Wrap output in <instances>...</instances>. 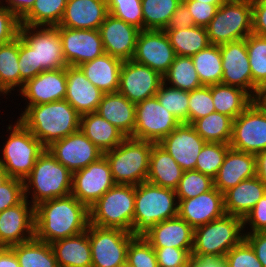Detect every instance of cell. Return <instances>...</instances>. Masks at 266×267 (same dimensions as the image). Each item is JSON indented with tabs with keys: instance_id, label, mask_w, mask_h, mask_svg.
<instances>
[{
	"instance_id": "obj_1",
	"label": "cell",
	"mask_w": 266,
	"mask_h": 267,
	"mask_svg": "<svg viewBox=\"0 0 266 267\" xmlns=\"http://www.w3.org/2000/svg\"><path fill=\"white\" fill-rule=\"evenodd\" d=\"M35 237L51 244L87 230L89 209L73 195L45 200L34 206Z\"/></svg>"
},
{
	"instance_id": "obj_2",
	"label": "cell",
	"mask_w": 266,
	"mask_h": 267,
	"mask_svg": "<svg viewBox=\"0 0 266 267\" xmlns=\"http://www.w3.org/2000/svg\"><path fill=\"white\" fill-rule=\"evenodd\" d=\"M18 120L45 146L80 129V114L64 99L24 106Z\"/></svg>"
},
{
	"instance_id": "obj_3",
	"label": "cell",
	"mask_w": 266,
	"mask_h": 267,
	"mask_svg": "<svg viewBox=\"0 0 266 267\" xmlns=\"http://www.w3.org/2000/svg\"><path fill=\"white\" fill-rule=\"evenodd\" d=\"M178 216V200L174 189L142 182L135 186L132 234L143 237L157 223Z\"/></svg>"
},
{
	"instance_id": "obj_4",
	"label": "cell",
	"mask_w": 266,
	"mask_h": 267,
	"mask_svg": "<svg viewBox=\"0 0 266 267\" xmlns=\"http://www.w3.org/2000/svg\"><path fill=\"white\" fill-rule=\"evenodd\" d=\"M25 198L33 205L66 197L72 190V172L45 151L38 157L31 173L23 180ZM31 195V200L29 196Z\"/></svg>"
},
{
	"instance_id": "obj_5",
	"label": "cell",
	"mask_w": 266,
	"mask_h": 267,
	"mask_svg": "<svg viewBox=\"0 0 266 267\" xmlns=\"http://www.w3.org/2000/svg\"><path fill=\"white\" fill-rule=\"evenodd\" d=\"M9 135L1 151L0 165L11 178L24 180L46 147L18 120L6 127Z\"/></svg>"
},
{
	"instance_id": "obj_6",
	"label": "cell",
	"mask_w": 266,
	"mask_h": 267,
	"mask_svg": "<svg viewBox=\"0 0 266 267\" xmlns=\"http://www.w3.org/2000/svg\"><path fill=\"white\" fill-rule=\"evenodd\" d=\"M153 142L126 137L117 147L106 151L115 184L138 185L147 181Z\"/></svg>"
},
{
	"instance_id": "obj_7",
	"label": "cell",
	"mask_w": 266,
	"mask_h": 267,
	"mask_svg": "<svg viewBox=\"0 0 266 267\" xmlns=\"http://www.w3.org/2000/svg\"><path fill=\"white\" fill-rule=\"evenodd\" d=\"M135 186L115 184L89 208V224L132 233Z\"/></svg>"
},
{
	"instance_id": "obj_8",
	"label": "cell",
	"mask_w": 266,
	"mask_h": 267,
	"mask_svg": "<svg viewBox=\"0 0 266 267\" xmlns=\"http://www.w3.org/2000/svg\"><path fill=\"white\" fill-rule=\"evenodd\" d=\"M205 28L210 44L245 39L252 33V1L226 0Z\"/></svg>"
},
{
	"instance_id": "obj_9",
	"label": "cell",
	"mask_w": 266,
	"mask_h": 267,
	"mask_svg": "<svg viewBox=\"0 0 266 267\" xmlns=\"http://www.w3.org/2000/svg\"><path fill=\"white\" fill-rule=\"evenodd\" d=\"M244 239L243 219L225 214L194 229L191 254L225 256Z\"/></svg>"
},
{
	"instance_id": "obj_10",
	"label": "cell",
	"mask_w": 266,
	"mask_h": 267,
	"mask_svg": "<svg viewBox=\"0 0 266 267\" xmlns=\"http://www.w3.org/2000/svg\"><path fill=\"white\" fill-rule=\"evenodd\" d=\"M92 267H119L127 262V249L135 236L117 228L88 225Z\"/></svg>"
},
{
	"instance_id": "obj_11",
	"label": "cell",
	"mask_w": 266,
	"mask_h": 267,
	"mask_svg": "<svg viewBox=\"0 0 266 267\" xmlns=\"http://www.w3.org/2000/svg\"><path fill=\"white\" fill-rule=\"evenodd\" d=\"M19 36L34 50L36 76L46 70L66 68L62 40L56 27L21 25Z\"/></svg>"
},
{
	"instance_id": "obj_12",
	"label": "cell",
	"mask_w": 266,
	"mask_h": 267,
	"mask_svg": "<svg viewBox=\"0 0 266 267\" xmlns=\"http://www.w3.org/2000/svg\"><path fill=\"white\" fill-rule=\"evenodd\" d=\"M179 124L178 119L154 96L136 104L135 128L131 137L159 143Z\"/></svg>"
},
{
	"instance_id": "obj_13",
	"label": "cell",
	"mask_w": 266,
	"mask_h": 267,
	"mask_svg": "<svg viewBox=\"0 0 266 267\" xmlns=\"http://www.w3.org/2000/svg\"><path fill=\"white\" fill-rule=\"evenodd\" d=\"M230 147L257 155L266 150V112L251 103L233 120Z\"/></svg>"
},
{
	"instance_id": "obj_14",
	"label": "cell",
	"mask_w": 266,
	"mask_h": 267,
	"mask_svg": "<svg viewBox=\"0 0 266 267\" xmlns=\"http://www.w3.org/2000/svg\"><path fill=\"white\" fill-rule=\"evenodd\" d=\"M114 185L110 165L103 155L87 167L72 173L71 195L89 209Z\"/></svg>"
},
{
	"instance_id": "obj_15",
	"label": "cell",
	"mask_w": 266,
	"mask_h": 267,
	"mask_svg": "<svg viewBox=\"0 0 266 267\" xmlns=\"http://www.w3.org/2000/svg\"><path fill=\"white\" fill-rule=\"evenodd\" d=\"M162 83L163 76L160 73L131 59L122 63L117 92L138 104L154 97Z\"/></svg>"
},
{
	"instance_id": "obj_16",
	"label": "cell",
	"mask_w": 266,
	"mask_h": 267,
	"mask_svg": "<svg viewBox=\"0 0 266 267\" xmlns=\"http://www.w3.org/2000/svg\"><path fill=\"white\" fill-rule=\"evenodd\" d=\"M46 149L72 173L87 167L103 156V152L85 136L81 129L52 142Z\"/></svg>"
},
{
	"instance_id": "obj_17",
	"label": "cell",
	"mask_w": 266,
	"mask_h": 267,
	"mask_svg": "<svg viewBox=\"0 0 266 267\" xmlns=\"http://www.w3.org/2000/svg\"><path fill=\"white\" fill-rule=\"evenodd\" d=\"M175 56L164 30H141L132 60L150 67L163 76L174 62Z\"/></svg>"
},
{
	"instance_id": "obj_18",
	"label": "cell",
	"mask_w": 266,
	"mask_h": 267,
	"mask_svg": "<svg viewBox=\"0 0 266 267\" xmlns=\"http://www.w3.org/2000/svg\"><path fill=\"white\" fill-rule=\"evenodd\" d=\"M68 66L78 67L105 53L99 30L57 27Z\"/></svg>"
},
{
	"instance_id": "obj_19",
	"label": "cell",
	"mask_w": 266,
	"mask_h": 267,
	"mask_svg": "<svg viewBox=\"0 0 266 267\" xmlns=\"http://www.w3.org/2000/svg\"><path fill=\"white\" fill-rule=\"evenodd\" d=\"M34 206L25 198L0 212V246L11 247L35 237Z\"/></svg>"
},
{
	"instance_id": "obj_20",
	"label": "cell",
	"mask_w": 266,
	"mask_h": 267,
	"mask_svg": "<svg viewBox=\"0 0 266 267\" xmlns=\"http://www.w3.org/2000/svg\"><path fill=\"white\" fill-rule=\"evenodd\" d=\"M205 143L192 124L180 123L158 144L186 171L195 170L197 157Z\"/></svg>"
},
{
	"instance_id": "obj_21",
	"label": "cell",
	"mask_w": 266,
	"mask_h": 267,
	"mask_svg": "<svg viewBox=\"0 0 266 267\" xmlns=\"http://www.w3.org/2000/svg\"><path fill=\"white\" fill-rule=\"evenodd\" d=\"M67 90L66 68L46 70L24 83L19 91L26 106H34L65 99Z\"/></svg>"
},
{
	"instance_id": "obj_22",
	"label": "cell",
	"mask_w": 266,
	"mask_h": 267,
	"mask_svg": "<svg viewBox=\"0 0 266 267\" xmlns=\"http://www.w3.org/2000/svg\"><path fill=\"white\" fill-rule=\"evenodd\" d=\"M223 76L221 83L239 87L252 96V73L246 38L220 45Z\"/></svg>"
},
{
	"instance_id": "obj_23",
	"label": "cell",
	"mask_w": 266,
	"mask_h": 267,
	"mask_svg": "<svg viewBox=\"0 0 266 267\" xmlns=\"http://www.w3.org/2000/svg\"><path fill=\"white\" fill-rule=\"evenodd\" d=\"M141 30L108 14L99 28L105 53L122 61L133 59Z\"/></svg>"
},
{
	"instance_id": "obj_24",
	"label": "cell",
	"mask_w": 266,
	"mask_h": 267,
	"mask_svg": "<svg viewBox=\"0 0 266 267\" xmlns=\"http://www.w3.org/2000/svg\"><path fill=\"white\" fill-rule=\"evenodd\" d=\"M177 200L178 216L194 229L226 214L223 193L215 187L194 198Z\"/></svg>"
},
{
	"instance_id": "obj_25",
	"label": "cell",
	"mask_w": 266,
	"mask_h": 267,
	"mask_svg": "<svg viewBox=\"0 0 266 267\" xmlns=\"http://www.w3.org/2000/svg\"><path fill=\"white\" fill-rule=\"evenodd\" d=\"M65 100L80 114L96 112L104 92L94 86L79 67H66Z\"/></svg>"
},
{
	"instance_id": "obj_26",
	"label": "cell",
	"mask_w": 266,
	"mask_h": 267,
	"mask_svg": "<svg viewBox=\"0 0 266 267\" xmlns=\"http://www.w3.org/2000/svg\"><path fill=\"white\" fill-rule=\"evenodd\" d=\"M108 14L106 0H67L57 27L99 30Z\"/></svg>"
},
{
	"instance_id": "obj_27",
	"label": "cell",
	"mask_w": 266,
	"mask_h": 267,
	"mask_svg": "<svg viewBox=\"0 0 266 267\" xmlns=\"http://www.w3.org/2000/svg\"><path fill=\"white\" fill-rule=\"evenodd\" d=\"M254 176H256V156L230 148L213 179L214 187L224 193L241 181Z\"/></svg>"
},
{
	"instance_id": "obj_28",
	"label": "cell",
	"mask_w": 266,
	"mask_h": 267,
	"mask_svg": "<svg viewBox=\"0 0 266 267\" xmlns=\"http://www.w3.org/2000/svg\"><path fill=\"white\" fill-rule=\"evenodd\" d=\"M143 237L152 247L192 249L194 228L176 216L157 223Z\"/></svg>"
},
{
	"instance_id": "obj_29",
	"label": "cell",
	"mask_w": 266,
	"mask_h": 267,
	"mask_svg": "<svg viewBox=\"0 0 266 267\" xmlns=\"http://www.w3.org/2000/svg\"><path fill=\"white\" fill-rule=\"evenodd\" d=\"M265 194L266 185L257 176L243 180L223 193L225 213L244 219Z\"/></svg>"
},
{
	"instance_id": "obj_30",
	"label": "cell",
	"mask_w": 266,
	"mask_h": 267,
	"mask_svg": "<svg viewBox=\"0 0 266 267\" xmlns=\"http://www.w3.org/2000/svg\"><path fill=\"white\" fill-rule=\"evenodd\" d=\"M101 117L131 137L135 128L136 104L120 93H104L96 111Z\"/></svg>"
},
{
	"instance_id": "obj_31",
	"label": "cell",
	"mask_w": 266,
	"mask_h": 267,
	"mask_svg": "<svg viewBox=\"0 0 266 267\" xmlns=\"http://www.w3.org/2000/svg\"><path fill=\"white\" fill-rule=\"evenodd\" d=\"M123 61L107 53L78 66L86 78L104 93H116L119 88Z\"/></svg>"
},
{
	"instance_id": "obj_32",
	"label": "cell",
	"mask_w": 266,
	"mask_h": 267,
	"mask_svg": "<svg viewBox=\"0 0 266 267\" xmlns=\"http://www.w3.org/2000/svg\"><path fill=\"white\" fill-rule=\"evenodd\" d=\"M58 267H92L87 230L51 243Z\"/></svg>"
},
{
	"instance_id": "obj_33",
	"label": "cell",
	"mask_w": 266,
	"mask_h": 267,
	"mask_svg": "<svg viewBox=\"0 0 266 267\" xmlns=\"http://www.w3.org/2000/svg\"><path fill=\"white\" fill-rule=\"evenodd\" d=\"M184 170L158 143L150 152L147 182L164 188L176 189Z\"/></svg>"
},
{
	"instance_id": "obj_34",
	"label": "cell",
	"mask_w": 266,
	"mask_h": 267,
	"mask_svg": "<svg viewBox=\"0 0 266 267\" xmlns=\"http://www.w3.org/2000/svg\"><path fill=\"white\" fill-rule=\"evenodd\" d=\"M80 129L103 153L117 147L126 136L97 112L80 116Z\"/></svg>"
},
{
	"instance_id": "obj_35",
	"label": "cell",
	"mask_w": 266,
	"mask_h": 267,
	"mask_svg": "<svg viewBox=\"0 0 266 267\" xmlns=\"http://www.w3.org/2000/svg\"><path fill=\"white\" fill-rule=\"evenodd\" d=\"M210 89L215 112L233 120L252 103V96L239 87L220 83L210 85Z\"/></svg>"
},
{
	"instance_id": "obj_36",
	"label": "cell",
	"mask_w": 266,
	"mask_h": 267,
	"mask_svg": "<svg viewBox=\"0 0 266 267\" xmlns=\"http://www.w3.org/2000/svg\"><path fill=\"white\" fill-rule=\"evenodd\" d=\"M19 36L13 41L0 44V97L10 96L12 91H20ZM16 88V89H15Z\"/></svg>"
},
{
	"instance_id": "obj_37",
	"label": "cell",
	"mask_w": 266,
	"mask_h": 267,
	"mask_svg": "<svg viewBox=\"0 0 266 267\" xmlns=\"http://www.w3.org/2000/svg\"><path fill=\"white\" fill-rule=\"evenodd\" d=\"M20 267H58L51 244L36 237L10 247Z\"/></svg>"
},
{
	"instance_id": "obj_38",
	"label": "cell",
	"mask_w": 266,
	"mask_h": 267,
	"mask_svg": "<svg viewBox=\"0 0 266 267\" xmlns=\"http://www.w3.org/2000/svg\"><path fill=\"white\" fill-rule=\"evenodd\" d=\"M164 31L177 56L191 57L210 45L205 27L194 25L186 29Z\"/></svg>"
},
{
	"instance_id": "obj_39",
	"label": "cell",
	"mask_w": 266,
	"mask_h": 267,
	"mask_svg": "<svg viewBox=\"0 0 266 267\" xmlns=\"http://www.w3.org/2000/svg\"><path fill=\"white\" fill-rule=\"evenodd\" d=\"M191 58L202 85L221 83L223 68L220 45L210 44Z\"/></svg>"
},
{
	"instance_id": "obj_40",
	"label": "cell",
	"mask_w": 266,
	"mask_h": 267,
	"mask_svg": "<svg viewBox=\"0 0 266 267\" xmlns=\"http://www.w3.org/2000/svg\"><path fill=\"white\" fill-rule=\"evenodd\" d=\"M196 132L206 141L230 144L233 119L219 112L197 119L193 124Z\"/></svg>"
},
{
	"instance_id": "obj_41",
	"label": "cell",
	"mask_w": 266,
	"mask_h": 267,
	"mask_svg": "<svg viewBox=\"0 0 266 267\" xmlns=\"http://www.w3.org/2000/svg\"><path fill=\"white\" fill-rule=\"evenodd\" d=\"M163 83L184 91H192L203 86L195 70L192 58L177 55L168 71L163 75Z\"/></svg>"
},
{
	"instance_id": "obj_42",
	"label": "cell",
	"mask_w": 266,
	"mask_h": 267,
	"mask_svg": "<svg viewBox=\"0 0 266 267\" xmlns=\"http://www.w3.org/2000/svg\"><path fill=\"white\" fill-rule=\"evenodd\" d=\"M67 0H35L32 9L20 20L21 25L56 27L61 22Z\"/></svg>"
},
{
	"instance_id": "obj_43",
	"label": "cell",
	"mask_w": 266,
	"mask_h": 267,
	"mask_svg": "<svg viewBox=\"0 0 266 267\" xmlns=\"http://www.w3.org/2000/svg\"><path fill=\"white\" fill-rule=\"evenodd\" d=\"M182 0H141L143 30H164Z\"/></svg>"
},
{
	"instance_id": "obj_44",
	"label": "cell",
	"mask_w": 266,
	"mask_h": 267,
	"mask_svg": "<svg viewBox=\"0 0 266 267\" xmlns=\"http://www.w3.org/2000/svg\"><path fill=\"white\" fill-rule=\"evenodd\" d=\"M246 48L252 73V96L258 85L266 83V37L251 33L246 37Z\"/></svg>"
},
{
	"instance_id": "obj_45",
	"label": "cell",
	"mask_w": 266,
	"mask_h": 267,
	"mask_svg": "<svg viewBox=\"0 0 266 267\" xmlns=\"http://www.w3.org/2000/svg\"><path fill=\"white\" fill-rule=\"evenodd\" d=\"M155 96L160 104L172 113L180 123H188L189 91L162 83Z\"/></svg>"
},
{
	"instance_id": "obj_46",
	"label": "cell",
	"mask_w": 266,
	"mask_h": 267,
	"mask_svg": "<svg viewBox=\"0 0 266 267\" xmlns=\"http://www.w3.org/2000/svg\"><path fill=\"white\" fill-rule=\"evenodd\" d=\"M230 148V144L206 142L197 157L195 170L214 179Z\"/></svg>"
},
{
	"instance_id": "obj_47",
	"label": "cell",
	"mask_w": 266,
	"mask_h": 267,
	"mask_svg": "<svg viewBox=\"0 0 266 267\" xmlns=\"http://www.w3.org/2000/svg\"><path fill=\"white\" fill-rule=\"evenodd\" d=\"M214 188V180L196 170H186L175 189L177 199L194 198Z\"/></svg>"
},
{
	"instance_id": "obj_48",
	"label": "cell",
	"mask_w": 266,
	"mask_h": 267,
	"mask_svg": "<svg viewBox=\"0 0 266 267\" xmlns=\"http://www.w3.org/2000/svg\"><path fill=\"white\" fill-rule=\"evenodd\" d=\"M109 14L143 30L141 0H106Z\"/></svg>"
},
{
	"instance_id": "obj_49",
	"label": "cell",
	"mask_w": 266,
	"mask_h": 267,
	"mask_svg": "<svg viewBox=\"0 0 266 267\" xmlns=\"http://www.w3.org/2000/svg\"><path fill=\"white\" fill-rule=\"evenodd\" d=\"M215 112L210 85L189 91L188 123Z\"/></svg>"
},
{
	"instance_id": "obj_50",
	"label": "cell",
	"mask_w": 266,
	"mask_h": 267,
	"mask_svg": "<svg viewBox=\"0 0 266 267\" xmlns=\"http://www.w3.org/2000/svg\"><path fill=\"white\" fill-rule=\"evenodd\" d=\"M127 262L132 267H159L155 250L144 237H135L130 242Z\"/></svg>"
},
{
	"instance_id": "obj_51",
	"label": "cell",
	"mask_w": 266,
	"mask_h": 267,
	"mask_svg": "<svg viewBox=\"0 0 266 267\" xmlns=\"http://www.w3.org/2000/svg\"><path fill=\"white\" fill-rule=\"evenodd\" d=\"M225 259L228 267H263L253 248L245 239L234 246L225 255Z\"/></svg>"
},
{
	"instance_id": "obj_52",
	"label": "cell",
	"mask_w": 266,
	"mask_h": 267,
	"mask_svg": "<svg viewBox=\"0 0 266 267\" xmlns=\"http://www.w3.org/2000/svg\"><path fill=\"white\" fill-rule=\"evenodd\" d=\"M25 199L24 184L22 180L9 178L0 186V212L16 206Z\"/></svg>"
},
{
	"instance_id": "obj_53",
	"label": "cell",
	"mask_w": 266,
	"mask_h": 267,
	"mask_svg": "<svg viewBox=\"0 0 266 267\" xmlns=\"http://www.w3.org/2000/svg\"><path fill=\"white\" fill-rule=\"evenodd\" d=\"M20 90L24 83L36 76V58L34 50L19 36Z\"/></svg>"
},
{
	"instance_id": "obj_54",
	"label": "cell",
	"mask_w": 266,
	"mask_h": 267,
	"mask_svg": "<svg viewBox=\"0 0 266 267\" xmlns=\"http://www.w3.org/2000/svg\"><path fill=\"white\" fill-rule=\"evenodd\" d=\"M159 267H173L189 265V256L192 249H180L175 247H153Z\"/></svg>"
},
{
	"instance_id": "obj_55",
	"label": "cell",
	"mask_w": 266,
	"mask_h": 267,
	"mask_svg": "<svg viewBox=\"0 0 266 267\" xmlns=\"http://www.w3.org/2000/svg\"><path fill=\"white\" fill-rule=\"evenodd\" d=\"M191 13L195 26L206 27L222 4H208L196 0H182Z\"/></svg>"
},
{
	"instance_id": "obj_56",
	"label": "cell",
	"mask_w": 266,
	"mask_h": 267,
	"mask_svg": "<svg viewBox=\"0 0 266 267\" xmlns=\"http://www.w3.org/2000/svg\"><path fill=\"white\" fill-rule=\"evenodd\" d=\"M243 230L244 233L266 232V194L243 219Z\"/></svg>"
},
{
	"instance_id": "obj_57",
	"label": "cell",
	"mask_w": 266,
	"mask_h": 267,
	"mask_svg": "<svg viewBox=\"0 0 266 267\" xmlns=\"http://www.w3.org/2000/svg\"><path fill=\"white\" fill-rule=\"evenodd\" d=\"M20 26V20L2 4L0 6V44L17 38Z\"/></svg>"
},
{
	"instance_id": "obj_58",
	"label": "cell",
	"mask_w": 266,
	"mask_h": 267,
	"mask_svg": "<svg viewBox=\"0 0 266 267\" xmlns=\"http://www.w3.org/2000/svg\"><path fill=\"white\" fill-rule=\"evenodd\" d=\"M252 1V33L266 37V0Z\"/></svg>"
},
{
	"instance_id": "obj_59",
	"label": "cell",
	"mask_w": 266,
	"mask_h": 267,
	"mask_svg": "<svg viewBox=\"0 0 266 267\" xmlns=\"http://www.w3.org/2000/svg\"><path fill=\"white\" fill-rule=\"evenodd\" d=\"M194 26V21L192 19L191 13L188 8L181 2V4L174 11L171 16L167 27L164 30H178L186 29Z\"/></svg>"
},
{
	"instance_id": "obj_60",
	"label": "cell",
	"mask_w": 266,
	"mask_h": 267,
	"mask_svg": "<svg viewBox=\"0 0 266 267\" xmlns=\"http://www.w3.org/2000/svg\"><path fill=\"white\" fill-rule=\"evenodd\" d=\"M244 239L251 245L262 266L266 267V232L244 233Z\"/></svg>"
},
{
	"instance_id": "obj_61",
	"label": "cell",
	"mask_w": 266,
	"mask_h": 267,
	"mask_svg": "<svg viewBox=\"0 0 266 267\" xmlns=\"http://www.w3.org/2000/svg\"><path fill=\"white\" fill-rule=\"evenodd\" d=\"M190 267H228L225 256L213 254H190Z\"/></svg>"
},
{
	"instance_id": "obj_62",
	"label": "cell",
	"mask_w": 266,
	"mask_h": 267,
	"mask_svg": "<svg viewBox=\"0 0 266 267\" xmlns=\"http://www.w3.org/2000/svg\"><path fill=\"white\" fill-rule=\"evenodd\" d=\"M34 3L35 0H3V5L19 20L32 9Z\"/></svg>"
},
{
	"instance_id": "obj_63",
	"label": "cell",
	"mask_w": 266,
	"mask_h": 267,
	"mask_svg": "<svg viewBox=\"0 0 266 267\" xmlns=\"http://www.w3.org/2000/svg\"><path fill=\"white\" fill-rule=\"evenodd\" d=\"M0 267H20L18 258L11 248L5 247L0 252Z\"/></svg>"
},
{
	"instance_id": "obj_64",
	"label": "cell",
	"mask_w": 266,
	"mask_h": 267,
	"mask_svg": "<svg viewBox=\"0 0 266 267\" xmlns=\"http://www.w3.org/2000/svg\"><path fill=\"white\" fill-rule=\"evenodd\" d=\"M252 103L261 111L266 112V83L258 85L252 96Z\"/></svg>"
},
{
	"instance_id": "obj_65",
	"label": "cell",
	"mask_w": 266,
	"mask_h": 267,
	"mask_svg": "<svg viewBox=\"0 0 266 267\" xmlns=\"http://www.w3.org/2000/svg\"><path fill=\"white\" fill-rule=\"evenodd\" d=\"M256 156V176L266 185V150Z\"/></svg>"
},
{
	"instance_id": "obj_66",
	"label": "cell",
	"mask_w": 266,
	"mask_h": 267,
	"mask_svg": "<svg viewBox=\"0 0 266 267\" xmlns=\"http://www.w3.org/2000/svg\"><path fill=\"white\" fill-rule=\"evenodd\" d=\"M10 176L6 172V170L0 165V186L5 183Z\"/></svg>"
},
{
	"instance_id": "obj_67",
	"label": "cell",
	"mask_w": 266,
	"mask_h": 267,
	"mask_svg": "<svg viewBox=\"0 0 266 267\" xmlns=\"http://www.w3.org/2000/svg\"><path fill=\"white\" fill-rule=\"evenodd\" d=\"M208 4H223L226 0H196Z\"/></svg>"
},
{
	"instance_id": "obj_68",
	"label": "cell",
	"mask_w": 266,
	"mask_h": 267,
	"mask_svg": "<svg viewBox=\"0 0 266 267\" xmlns=\"http://www.w3.org/2000/svg\"><path fill=\"white\" fill-rule=\"evenodd\" d=\"M119 267H132L128 262L120 265Z\"/></svg>"
},
{
	"instance_id": "obj_69",
	"label": "cell",
	"mask_w": 266,
	"mask_h": 267,
	"mask_svg": "<svg viewBox=\"0 0 266 267\" xmlns=\"http://www.w3.org/2000/svg\"><path fill=\"white\" fill-rule=\"evenodd\" d=\"M173 267H190V265H178V266H173Z\"/></svg>"
},
{
	"instance_id": "obj_70",
	"label": "cell",
	"mask_w": 266,
	"mask_h": 267,
	"mask_svg": "<svg viewBox=\"0 0 266 267\" xmlns=\"http://www.w3.org/2000/svg\"><path fill=\"white\" fill-rule=\"evenodd\" d=\"M5 247H3V246H0V252L4 249Z\"/></svg>"
}]
</instances>
